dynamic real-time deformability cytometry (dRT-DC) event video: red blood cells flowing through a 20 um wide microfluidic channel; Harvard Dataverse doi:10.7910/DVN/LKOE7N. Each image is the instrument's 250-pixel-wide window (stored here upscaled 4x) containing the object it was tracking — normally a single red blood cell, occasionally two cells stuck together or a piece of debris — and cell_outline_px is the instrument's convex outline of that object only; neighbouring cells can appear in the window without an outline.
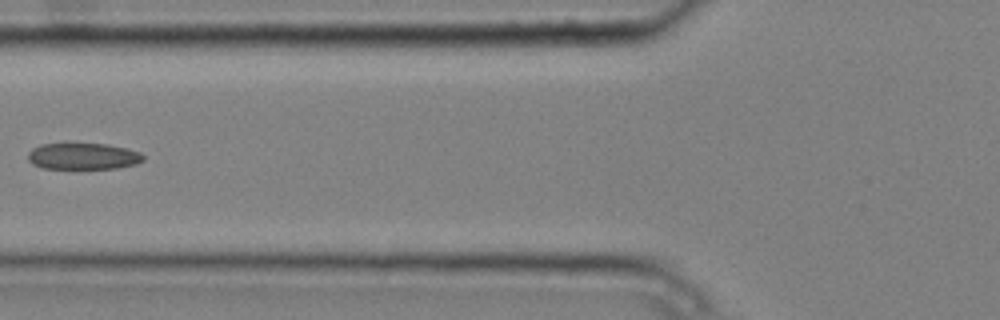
{"species": "common noctule bat (a hibernating species)", "species_latin": "Nyctalus noctula", "temperature_condition": "cold", "stored_images_in_passage": 4, "camera_frame_rate_fps": 3000, "um_per_image_px": 0.085, "animal": {"sex": "male", "body_mass_g": 20.4}, "frame": {"image": 1, "passage_image": 3, "time_ms": 0.667, "image_size_px": [1000, 320], "cell_outline_px": [[144, 160], [136, 164], [116, 168], [40, 168], [32, 164], [28, 160], [28, 152], [32, 148], [40, 144], [64, 140], [108, 144], [140, 152], [144, 156]], "centroid_in_image_um": [6.98, 13.22], "position_along_channel_um": 118.8, "area_um2": 18.67}}
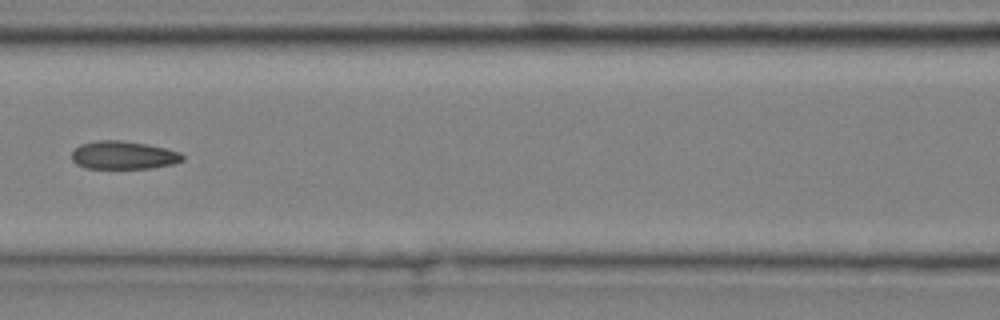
{"frame": {"image": 2, "passage_image": 4, "time_ms": 1.0, "image_size_px": [1000, 320], "cell_outline_px": [[184, 160], [172, 164], [152, 168], [84, 168], [76, 164], [72, 160], [72, 152], [80, 144], [96, 140], [124, 140], [148, 144], [180, 152], [184, 156]], "centroid_in_image_um": [10.48, 13.18], "position_along_channel_um": 156.1, "area_um2": 18.26}}